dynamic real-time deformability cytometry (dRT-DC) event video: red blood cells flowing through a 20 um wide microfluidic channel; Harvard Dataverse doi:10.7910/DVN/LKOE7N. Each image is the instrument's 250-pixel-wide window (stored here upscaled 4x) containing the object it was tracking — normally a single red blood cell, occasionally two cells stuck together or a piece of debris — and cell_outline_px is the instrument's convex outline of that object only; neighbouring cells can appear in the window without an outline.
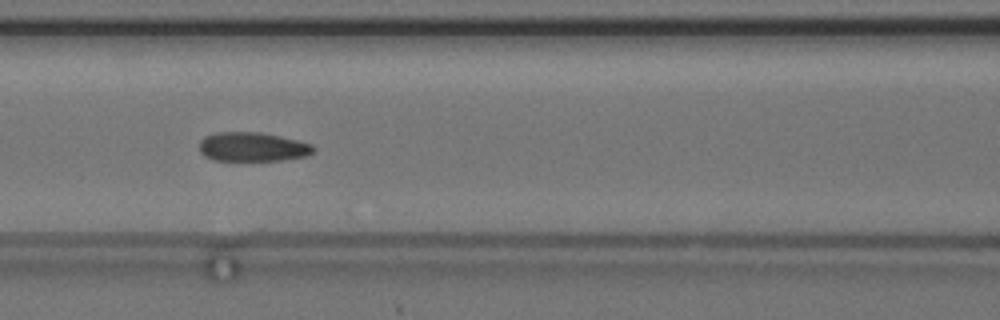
{"species": "common noctule bat (a hibernating species)", "species_latin": "Nyctalus noctula", "temperature_condition": "cold", "stored_images_in_passage": 16, "camera_frame_rate_fps": 3000, "um_per_image_px": 0.085, "animal": {"sex": "female", "body_mass_g": 24.6, "forearm_length_mm": 56.2}, "frame": {"image": 1, "passage_image": 7, "time_ms": 8.0, "image_size_px": [1000, 320], "cell_outline_px": [[316, 148], [308, 156], [280, 160], [212, 160], [204, 156], [200, 152], [200, 140], [204, 136], [216, 132], [260, 132], [280, 136], [312, 144]], "centroid_in_image_um": [21.45, 12.48], "position_along_channel_um": 145.2, "area_um2": 19.42}}
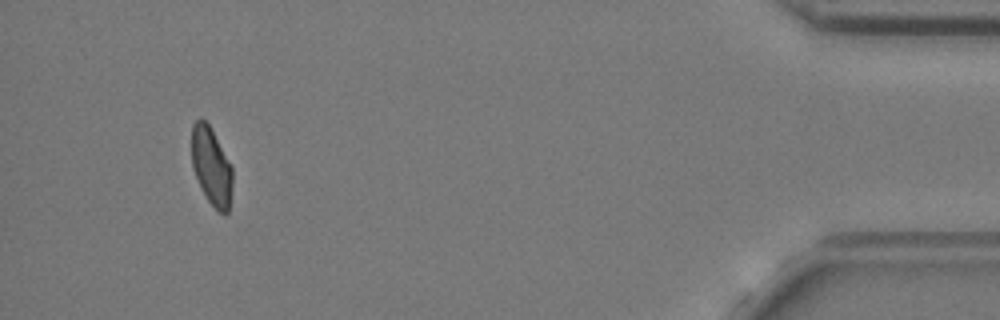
{"frame": {"image": 2, "passage_image": 14, "time_ms": 17.333, "image_size_px": [1000, 320], "cell_outline_px": [[232, 184], [228, 212], [224, 216], [208, 200], [200, 188], [192, 168], [192, 124], [200, 116], [208, 124], [232, 164]], "centroid_in_image_um": [17.96, 14.13], "position_along_channel_um": 417.2, "area_um2": 18.61}}